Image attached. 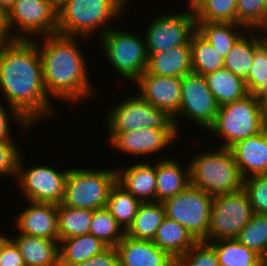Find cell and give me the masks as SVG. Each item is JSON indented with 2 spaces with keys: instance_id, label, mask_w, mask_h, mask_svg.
I'll return each mask as SVG.
<instances>
[{
  "instance_id": "25",
  "label": "cell",
  "mask_w": 267,
  "mask_h": 266,
  "mask_svg": "<svg viewBox=\"0 0 267 266\" xmlns=\"http://www.w3.org/2000/svg\"><path fill=\"white\" fill-rule=\"evenodd\" d=\"M152 242L176 260L187 253L197 241L180 223L165 217Z\"/></svg>"
},
{
  "instance_id": "20",
  "label": "cell",
  "mask_w": 267,
  "mask_h": 266,
  "mask_svg": "<svg viewBox=\"0 0 267 266\" xmlns=\"http://www.w3.org/2000/svg\"><path fill=\"white\" fill-rule=\"evenodd\" d=\"M230 150L244 179L267 174V127L257 135L237 142Z\"/></svg>"
},
{
  "instance_id": "17",
  "label": "cell",
  "mask_w": 267,
  "mask_h": 266,
  "mask_svg": "<svg viewBox=\"0 0 267 266\" xmlns=\"http://www.w3.org/2000/svg\"><path fill=\"white\" fill-rule=\"evenodd\" d=\"M26 202L27 207L17 212L14 219L16 233L59 241L57 205Z\"/></svg>"
},
{
  "instance_id": "14",
  "label": "cell",
  "mask_w": 267,
  "mask_h": 266,
  "mask_svg": "<svg viewBox=\"0 0 267 266\" xmlns=\"http://www.w3.org/2000/svg\"><path fill=\"white\" fill-rule=\"evenodd\" d=\"M7 22L13 39L57 34V11L47 0H16Z\"/></svg>"
},
{
  "instance_id": "3",
  "label": "cell",
  "mask_w": 267,
  "mask_h": 266,
  "mask_svg": "<svg viewBox=\"0 0 267 266\" xmlns=\"http://www.w3.org/2000/svg\"><path fill=\"white\" fill-rule=\"evenodd\" d=\"M127 6L124 0H68L57 12V34L100 38L115 26L110 21L122 22Z\"/></svg>"
},
{
  "instance_id": "45",
  "label": "cell",
  "mask_w": 267,
  "mask_h": 266,
  "mask_svg": "<svg viewBox=\"0 0 267 266\" xmlns=\"http://www.w3.org/2000/svg\"><path fill=\"white\" fill-rule=\"evenodd\" d=\"M13 40L8 26L7 17L0 11V47Z\"/></svg>"
},
{
  "instance_id": "30",
  "label": "cell",
  "mask_w": 267,
  "mask_h": 266,
  "mask_svg": "<svg viewBox=\"0 0 267 266\" xmlns=\"http://www.w3.org/2000/svg\"><path fill=\"white\" fill-rule=\"evenodd\" d=\"M192 72L207 75L224 68V58L196 30L190 40Z\"/></svg>"
},
{
  "instance_id": "44",
  "label": "cell",
  "mask_w": 267,
  "mask_h": 266,
  "mask_svg": "<svg viewBox=\"0 0 267 266\" xmlns=\"http://www.w3.org/2000/svg\"><path fill=\"white\" fill-rule=\"evenodd\" d=\"M0 266H25L23 257L11 238L3 245L0 254Z\"/></svg>"
},
{
  "instance_id": "8",
  "label": "cell",
  "mask_w": 267,
  "mask_h": 266,
  "mask_svg": "<svg viewBox=\"0 0 267 266\" xmlns=\"http://www.w3.org/2000/svg\"><path fill=\"white\" fill-rule=\"evenodd\" d=\"M112 106L105 113L107 133H125L139 128H175L172 117L149 104L137 92Z\"/></svg>"
},
{
  "instance_id": "50",
  "label": "cell",
  "mask_w": 267,
  "mask_h": 266,
  "mask_svg": "<svg viewBox=\"0 0 267 266\" xmlns=\"http://www.w3.org/2000/svg\"><path fill=\"white\" fill-rule=\"evenodd\" d=\"M264 105V122H265V126L267 127V102H265Z\"/></svg>"
},
{
  "instance_id": "40",
  "label": "cell",
  "mask_w": 267,
  "mask_h": 266,
  "mask_svg": "<svg viewBox=\"0 0 267 266\" xmlns=\"http://www.w3.org/2000/svg\"><path fill=\"white\" fill-rule=\"evenodd\" d=\"M243 189L249 197L253 212L267 215V174L245 178Z\"/></svg>"
},
{
  "instance_id": "37",
  "label": "cell",
  "mask_w": 267,
  "mask_h": 266,
  "mask_svg": "<svg viewBox=\"0 0 267 266\" xmlns=\"http://www.w3.org/2000/svg\"><path fill=\"white\" fill-rule=\"evenodd\" d=\"M235 239L260 256L267 248V215L254 213Z\"/></svg>"
},
{
  "instance_id": "15",
  "label": "cell",
  "mask_w": 267,
  "mask_h": 266,
  "mask_svg": "<svg viewBox=\"0 0 267 266\" xmlns=\"http://www.w3.org/2000/svg\"><path fill=\"white\" fill-rule=\"evenodd\" d=\"M108 142L116 152H124L130 156H136V159L143 156H155L165 152L166 147L174 144L177 141L179 133L176 128H139L125 133H109ZM142 156V157H141Z\"/></svg>"
},
{
  "instance_id": "31",
  "label": "cell",
  "mask_w": 267,
  "mask_h": 266,
  "mask_svg": "<svg viewBox=\"0 0 267 266\" xmlns=\"http://www.w3.org/2000/svg\"><path fill=\"white\" fill-rule=\"evenodd\" d=\"M59 240L89 234L93 210L57 205Z\"/></svg>"
},
{
  "instance_id": "46",
  "label": "cell",
  "mask_w": 267,
  "mask_h": 266,
  "mask_svg": "<svg viewBox=\"0 0 267 266\" xmlns=\"http://www.w3.org/2000/svg\"><path fill=\"white\" fill-rule=\"evenodd\" d=\"M16 0H0V11L8 17L12 12Z\"/></svg>"
},
{
  "instance_id": "51",
  "label": "cell",
  "mask_w": 267,
  "mask_h": 266,
  "mask_svg": "<svg viewBox=\"0 0 267 266\" xmlns=\"http://www.w3.org/2000/svg\"><path fill=\"white\" fill-rule=\"evenodd\" d=\"M263 36L264 41L267 43V27L260 30Z\"/></svg>"
},
{
  "instance_id": "7",
  "label": "cell",
  "mask_w": 267,
  "mask_h": 266,
  "mask_svg": "<svg viewBox=\"0 0 267 266\" xmlns=\"http://www.w3.org/2000/svg\"><path fill=\"white\" fill-rule=\"evenodd\" d=\"M140 34L132 30L126 32L113 26L99 38L101 51L109 66L111 65V68L127 82L135 83L147 68L148 53L145 38Z\"/></svg>"
},
{
  "instance_id": "42",
  "label": "cell",
  "mask_w": 267,
  "mask_h": 266,
  "mask_svg": "<svg viewBox=\"0 0 267 266\" xmlns=\"http://www.w3.org/2000/svg\"><path fill=\"white\" fill-rule=\"evenodd\" d=\"M23 155L16 141H0V176L16 178L18 161Z\"/></svg>"
},
{
  "instance_id": "47",
  "label": "cell",
  "mask_w": 267,
  "mask_h": 266,
  "mask_svg": "<svg viewBox=\"0 0 267 266\" xmlns=\"http://www.w3.org/2000/svg\"><path fill=\"white\" fill-rule=\"evenodd\" d=\"M58 12L68 0H47Z\"/></svg>"
},
{
  "instance_id": "38",
  "label": "cell",
  "mask_w": 267,
  "mask_h": 266,
  "mask_svg": "<svg viewBox=\"0 0 267 266\" xmlns=\"http://www.w3.org/2000/svg\"><path fill=\"white\" fill-rule=\"evenodd\" d=\"M236 24L248 30L267 27V0H237Z\"/></svg>"
},
{
  "instance_id": "2",
  "label": "cell",
  "mask_w": 267,
  "mask_h": 266,
  "mask_svg": "<svg viewBox=\"0 0 267 266\" xmlns=\"http://www.w3.org/2000/svg\"><path fill=\"white\" fill-rule=\"evenodd\" d=\"M79 38L82 42L92 41L60 34L36 38L45 89L53 101L64 100L76 105L97 96L96 88L88 76V62L81 50Z\"/></svg>"
},
{
  "instance_id": "13",
  "label": "cell",
  "mask_w": 267,
  "mask_h": 266,
  "mask_svg": "<svg viewBox=\"0 0 267 266\" xmlns=\"http://www.w3.org/2000/svg\"><path fill=\"white\" fill-rule=\"evenodd\" d=\"M183 12L160 14L147 25L145 38L147 53H159L169 49L190 44L197 22L191 6Z\"/></svg>"
},
{
  "instance_id": "19",
  "label": "cell",
  "mask_w": 267,
  "mask_h": 266,
  "mask_svg": "<svg viewBox=\"0 0 267 266\" xmlns=\"http://www.w3.org/2000/svg\"><path fill=\"white\" fill-rule=\"evenodd\" d=\"M117 183L141 202L156 201V161L116 168Z\"/></svg>"
},
{
  "instance_id": "49",
  "label": "cell",
  "mask_w": 267,
  "mask_h": 266,
  "mask_svg": "<svg viewBox=\"0 0 267 266\" xmlns=\"http://www.w3.org/2000/svg\"><path fill=\"white\" fill-rule=\"evenodd\" d=\"M10 238V236L6 235L5 233H0V254L3 248L4 243Z\"/></svg>"
},
{
  "instance_id": "34",
  "label": "cell",
  "mask_w": 267,
  "mask_h": 266,
  "mask_svg": "<svg viewBox=\"0 0 267 266\" xmlns=\"http://www.w3.org/2000/svg\"><path fill=\"white\" fill-rule=\"evenodd\" d=\"M191 8L196 21L236 23L237 0H196Z\"/></svg>"
},
{
  "instance_id": "36",
  "label": "cell",
  "mask_w": 267,
  "mask_h": 266,
  "mask_svg": "<svg viewBox=\"0 0 267 266\" xmlns=\"http://www.w3.org/2000/svg\"><path fill=\"white\" fill-rule=\"evenodd\" d=\"M89 234L100 239L108 247H116L125 236V230L105 207L93 210Z\"/></svg>"
},
{
  "instance_id": "23",
  "label": "cell",
  "mask_w": 267,
  "mask_h": 266,
  "mask_svg": "<svg viewBox=\"0 0 267 266\" xmlns=\"http://www.w3.org/2000/svg\"><path fill=\"white\" fill-rule=\"evenodd\" d=\"M146 73L156 76L183 77L192 72L190 44L159 53H148Z\"/></svg>"
},
{
  "instance_id": "12",
  "label": "cell",
  "mask_w": 267,
  "mask_h": 266,
  "mask_svg": "<svg viewBox=\"0 0 267 266\" xmlns=\"http://www.w3.org/2000/svg\"><path fill=\"white\" fill-rule=\"evenodd\" d=\"M218 109L219 105L203 75L191 72L182 77L180 109L172 118L179 135L183 134L180 133L181 128L178 125L180 123L178 120L182 121L181 119L184 122L187 120L190 123L191 121V124L194 123L203 129L200 131L206 133L205 131L213 124Z\"/></svg>"
},
{
  "instance_id": "39",
  "label": "cell",
  "mask_w": 267,
  "mask_h": 266,
  "mask_svg": "<svg viewBox=\"0 0 267 266\" xmlns=\"http://www.w3.org/2000/svg\"><path fill=\"white\" fill-rule=\"evenodd\" d=\"M175 266H219L215 248L206 241H197L183 256L175 260Z\"/></svg>"
},
{
  "instance_id": "5",
  "label": "cell",
  "mask_w": 267,
  "mask_h": 266,
  "mask_svg": "<svg viewBox=\"0 0 267 266\" xmlns=\"http://www.w3.org/2000/svg\"><path fill=\"white\" fill-rule=\"evenodd\" d=\"M265 128L264 105L249 93L239 100L219 106L215 120L206 132L221 139L222 144L217 147L230 149Z\"/></svg>"
},
{
  "instance_id": "6",
  "label": "cell",
  "mask_w": 267,
  "mask_h": 266,
  "mask_svg": "<svg viewBox=\"0 0 267 266\" xmlns=\"http://www.w3.org/2000/svg\"><path fill=\"white\" fill-rule=\"evenodd\" d=\"M117 182L116 168H70L65 181L62 205L96 210L105 208L111 188Z\"/></svg>"
},
{
  "instance_id": "32",
  "label": "cell",
  "mask_w": 267,
  "mask_h": 266,
  "mask_svg": "<svg viewBox=\"0 0 267 266\" xmlns=\"http://www.w3.org/2000/svg\"><path fill=\"white\" fill-rule=\"evenodd\" d=\"M209 243L215 248L219 266H259L260 256L235 238Z\"/></svg>"
},
{
  "instance_id": "27",
  "label": "cell",
  "mask_w": 267,
  "mask_h": 266,
  "mask_svg": "<svg viewBox=\"0 0 267 266\" xmlns=\"http://www.w3.org/2000/svg\"><path fill=\"white\" fill-rule=\"evenodd\" d=\"M197 22V31L212 45L223 58L237 40L248 30L241 24L232 22Z\"/></svg>"
},
{
  "instance_id": "41",
  "label": "cell",
  "mask_w": 267,
  "mask_h": 266,
  "mask_svg": "<svg viewBox=\"0 0 267 266\" xmlns=\"http://www.w3.org/2000/svg\"><path fill=\"white\" fill-rule=\"evenodd\" d=\"M1 102L2 101H0V141H16L13 136L14 134H11V122H16L20 128H24L27 132L35 125L30 124L29 121L10 105L5 108L6 103L4 105Z\"/></svg>"
},
{
  "instance_id": "24",
  "label": "cell",
  "mask_w": 267,
  "mask_h": 266,
  "mask_svg": "<svg viewBox=\"0 0 267 266\" xmlns=\"http://www.w3.org/2000/svg\"><path fill=\"white\" fill-rule=\"evenodd\" d=\"M263 42L260 30H247L224 58V68L246 81L254 62L255 50Z\"/></svg>"
},
{
  "instance_id": "18",
  "label": "cell",
  "mask_w": 267,
  "mask_h": 266,
  "mask_svg": "<svg viewBox=\"0 0 267 266\" xmlns=\"http://www.w3.org/2000/svg\"><path fill=\"white\" fill-rule=\"evenodd\" d=\"M119 266H175V260L155 243L127 235L116 245Z\"/></svg>"
},
{
  "instance_id": "1",
  "label": "cell",
  "mask_w": 267,
  "mask_h": 266,
  "mask_svg": "<svg viewBox=\"0 0 267 266\" xmlns=\"http://www.w3.org/2000/svg\"><path fill=\"white\" fill-rule=\"evenodd\" d=\"M0 97L32 125L58 116L45 89L36 39H14L0 47Z\"/></svg>"
},
{
  "instance_id": "43",
  "label": "cell",
  "mask_w": 267,
  "mask_h": 266,
  "mask_svg": "<svg viewBox=\"0 0 267 266\" xmlns=\"http://www.w3.org/2000/svg\"><path fill=\"white\" fill-rule=\"evenodd\" d=\"M75 266H119V255L116 247H107L101 253Z\"/></svg>"
},
{
  "instance_id": "26",
  "label": "cell",
  "mask_w": 267,
  "mask_h": 266,
  "mask_svg": "<svg viewBox=\"0 0 267 266\" xmlns=\"http://www.w3.org/2000/svg\"><path fill=\"white\" fill-rule=\"evenodd\" d=\"M108 246L92 234L59 240V266H75L104 251Z\"/></svg>"
},
{
  "instance_id": "16",
  "label": "cell",
  "mask_w": 267,
  "mask_h": 266,
  "mask_svg": "<svg viewBox=\"0 0 267 266\" xmlns=\"http://www.w3.org/2000/svg\"><path fill=\"white\" fill-rule=\"evenodd\" d=\"M138 94L152 106L174 117L180 109L181 77L156 76L144 72L134 83Z\"/></svg>"
},
{
  "instance_id": "28",
  "label": "cell",
  "mask_w": 267,
  "mask_h": 266,
  "mask_svg": "<svg viewBox=\"0 0 267 266\" xmlns=\"http://www.w3.org/2000/svg\"><path fill=\"white\" fill-rule=\"evenodd\" d=\"M204 77L219 106L249 94L246 81L225 68L208 73Z\"/></svg>"
},
{
  "instance_id": "10",
  "label": "cell",
  "mask_w": 267,
  "mask_h": 266,
  "mask_svg": "<svg viewBox=\"0 0 267 266\" xmlns=\"http://www.w3.org/2000/svg\"><path fill=\"white\" fill-rule=\"evenodd\" d=\"M254 212L246 191L213 196L206 242L236 238Z\"/></svg>"
},
{
  "instance_id": "52",
  "label": "cell",
  "mask_w": 267,
  "mask_h": 266,
  "mask_svg": "<svg viewBox=\"0 0 267 266\" xmlns=\"http://www.w3.org/2000/svg\"><path fill=\"white\" fill-rule=\"evenodd\" d=\"M196 0H187L188 6H192L195 3Z\"/></svg>"
},
{
  "instance_id": "33",
  "label": "cell",
  "mask_w": 267,
  "mask_h": 266,
  "mask_svg": "<svg viewBox=\"0 0 267 266\" xmlns=\"http://www.w3.org/2000/svg\"><path fill=\"white\" fill-rule=\"evenodd\" d=\"M141 204L140 200L133 197L116 182L110 190L106 208L126 231L133 223Z\"/></svg>"
},
{
  "instance_id": "48",
  "label": "cell",
  "mask_w": 267,
  "mask_h": 266,
  "mask_svg": "<svg viewBox=\"0 0 267 266\" xmlns=\"http://www.w3.org/2000/svg\"><path fill=\"white\" fill-rule=\"evenodd\" d=\"M259 266H267V248L264 252L260 255V262Z\"/></svg>"
},
{
  "instance_id": "35",
  "label": "cell",
  "mask_w": 267,
  "mask_h": 266,
  "mask_svg": "<svg viewBox=\"0 0 267 266\" xmlns=\"http://www.w3.org/2000/svg\"><path fill=\"white\" fill-rule=\"evenodd\" d=\"M246 86L256 101L262 104L267 102V43L265 41L255 50L254 62L249 70Z\"/></svg>"
},
{
  "instance_id": "9",
  "label": "cell",
  "mask_w": 267,
  "mask_h": 266,
  "mask_svg": "<svg viewBox=\"0 0 267 266\" xmlns=\"http://www.w3.org/2000/svg\"><path fill=\"white\" fill-rule=\"evenodd\" d=\"M213 196L189 185L163 202L167 218L180 223L196 241H205L211 218Z\"/></svg>"
},
{
  "instance_id": "21",
  "label": "cell",
  "mask_w": 267,
  "mask_h": 266,
  "mask_svg": "<svg viewBox=\"0 0 267 266\" xmlns=\"http://www.w3.org/2000/svg\"><path fill=\"white\" fill-rule=\"evenodd\" d=\"M159 158L156 161V201L163 203L190 185V166L188 161L184 168L171 156Z\"/></svg>"
},
{
  "instance_id": "4",
  "label": "cell",
  "mask_w": 267,
  "mask_h": 266,
  "mask_svg": "<svg viewBox=\"0 0 267 266\" xmlns=\"http://www.w3.org/2000/svg\"><path fill=\"white\" fill-rule=\"evenodd\" d=\"M214 149L202 150L189 159L190 185L212 196L243 189L244 178L232 151L222 147Z\"/></svg>"
},
{
  "instance_id": "22",
  "label": "cell",
  "mask_w": 267,
  "mask_h": 266,
  "mask_svg": "<svg viewBox=\"0 0 267 266\" xmlns=\"http://www.w3.org/2000/svg\"><path fill=\"white\" fill-rule=\"evenodd\" d=\"M23 257L25 266H59V241L28 236H10Z\"/></svg>"
},
{
  "instance_id": "11",
  "label": "cell",
  "mask_w": 267,
  "mask_h": 266,
  "mask_svg": "<svg viewBox=\"0 0 267 266\" xmlns=\"http://www.w3.org/2000/svg\"><path fill=\"white\" fill-rule=\"evenodd\" d=\"M23 159L20 156L18 161L16 176L18 183L16 184L23 197H26L25 200L60 205L64 197L65 181L70 168L57 170L47 164H37L27 168L25 166L28 165Z\"/></svg>"
},
{
  "instance_id": "29",
  "label": "cell",
  "mask_w": 267,
  "mask_h": 266,
  "mask_svg": "<svg viewBox=\"0 0 267 266\" xmlns=\"http://www.w3.org/2000/svg\"><path fill=\"white\" fill-rule=\"evenodd\" d=\"M165 217L163 203L158 201L142 202L133 223L125 231V235L133 239L153 241L157 229Z\"/></svg>"
}]
</instances>
